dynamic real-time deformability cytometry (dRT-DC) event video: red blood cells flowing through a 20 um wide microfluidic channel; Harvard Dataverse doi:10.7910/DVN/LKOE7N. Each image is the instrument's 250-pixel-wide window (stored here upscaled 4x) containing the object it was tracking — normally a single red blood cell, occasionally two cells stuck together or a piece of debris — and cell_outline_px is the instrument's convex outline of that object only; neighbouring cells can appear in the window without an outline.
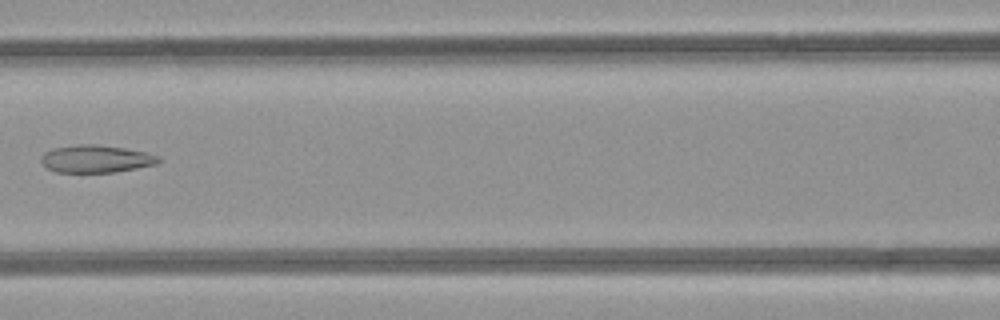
{"species": "common noctule bat (a hibernating species)", "species_latin": "Nyctalus noctula", "temperature_condition": "room temperature", "stored_images_in_passage": 9, "camera_frame_rate_fps": 3000, "um_per_image_px": 0.085, "animal": {"sex": "female", "body_mass_g": 21.9}, "frame": {"image": 1, "passage_image": 8, "time_ms": 8.333, "image_size_px": [1000, 320], "cell_outline_px": [[160, 160], [156, 164], [136, 168], [112, 172], [56, 172], [48, 168], [40, 160], [40, 156], [44, 152], [52, 148], [76, 144], [96, 144], [124, 148], [144, 152], [160, 156]], "centroid_in_image_um": [8.12, 13.49], "position_along_channel_um": 158.5, "area_um2": 18.79}}
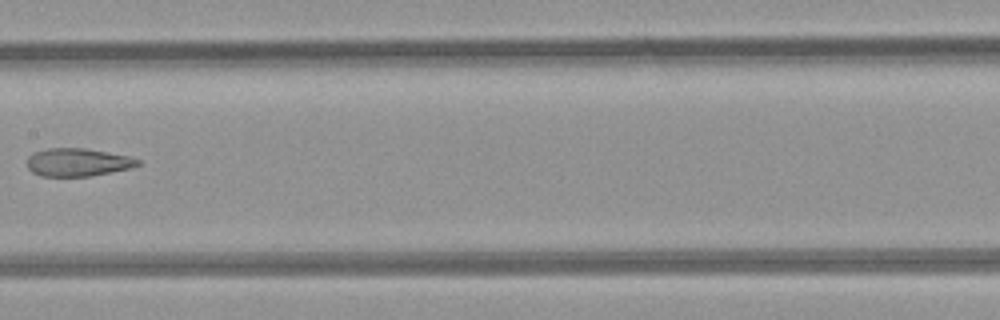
{"frame": {"image": 2, "passage_image": 9, "time_ms": 9.333, "image_size_px": [1000, 320], "cell_outline_px": [[140, 164], [132, 168], [88, 176], [40, 176], [32, 172], [28, 168], [28, 156], [32, 152], [48, 148], [84, 148], [128, 156], [140, 160]], "centroid_in_image_um": [6.58, 13.79], "position_along_channel_um": 200.8, "area_um2": 17.98}}